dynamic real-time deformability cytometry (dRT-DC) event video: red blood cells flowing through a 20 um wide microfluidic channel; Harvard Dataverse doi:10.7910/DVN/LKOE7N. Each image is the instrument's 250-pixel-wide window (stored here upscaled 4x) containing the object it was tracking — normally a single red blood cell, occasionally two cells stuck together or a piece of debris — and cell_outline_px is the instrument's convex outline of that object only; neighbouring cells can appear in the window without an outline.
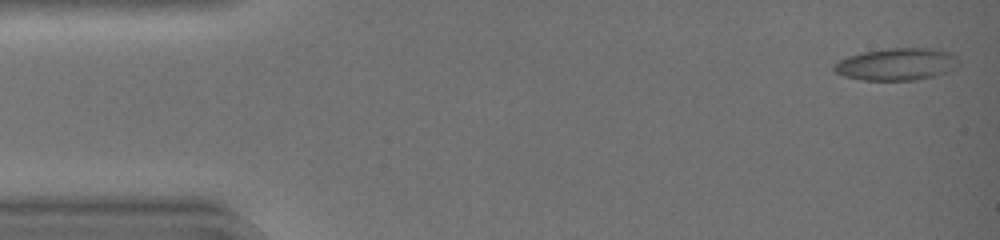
{"species": "common noctule bat (a hibernating species)", "species_latin": "Nyctalus noctula", "temperature_condition": "warm", "stored_images_in_passage": 13, "camera_frame_rate_fps": 3000, "um_per_image_px": 0.085, "animal": {"sex": "female", "body_mass_g": 19.0, "forearm_length_mm": 51.5}, "frame": {"image": 1, "passage_image": 1, "time_ms": 0.0, "image_size_px": [1000, 240], "cell_outline_px": [[960, 64], [956, 68], [948, 72], [916, 80], [860, 80], [844, 76], [836, 72], [832, 68], [832, 64], [848, 56], [864, 52], [884, 48], [936, 48], [952, 52], [960, 60]], "centroid_in_image_um": [76.26, 5.45], "position_along_channel_um": 8.7, "area_um2": 23.76}}
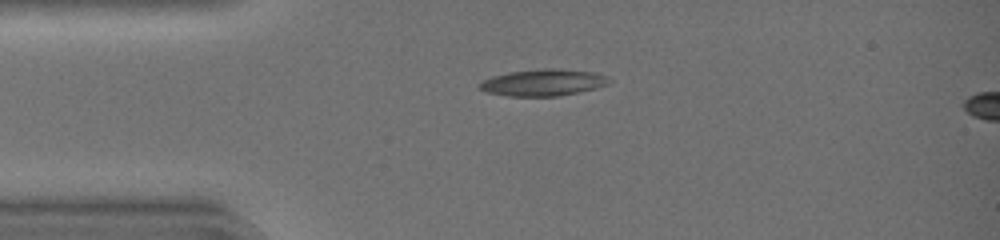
{"frame": {"image": 2, "passage_image": 10, "time_ms": 3.0, "image_size_px": [1000, 240], "cell_outline_px": [[612, 80], [608, 84], [596, 88], [580, 92], [560, 96], [508, 96], [484, 92], [480, 88], [480, 84], [484, 80], [492, 76], [508, 72], [544, 68], [560, 68], [596, 72]], "centroid_in_image_um": [46.19, 7.01], "position_along_channel_um": 38.8, "area_um2": 20.29}}